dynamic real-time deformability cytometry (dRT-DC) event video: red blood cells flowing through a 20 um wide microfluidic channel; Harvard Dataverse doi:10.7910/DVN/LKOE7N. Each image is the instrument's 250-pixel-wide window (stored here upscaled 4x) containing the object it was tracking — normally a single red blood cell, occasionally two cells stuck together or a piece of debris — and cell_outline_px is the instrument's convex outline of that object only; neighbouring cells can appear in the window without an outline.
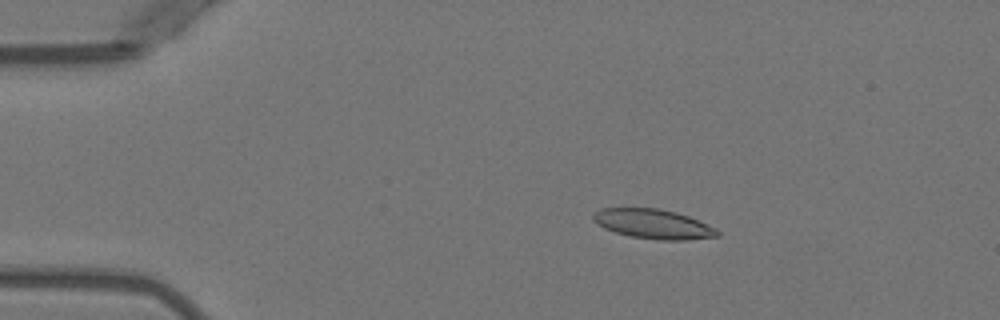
{"species": "Egyptian fruit bat (a non-hibernating species)", "species_latin": "Rousettus aegyptiacus", "temperature_condition": "warm", "stored_images_in_passage": 5, "camera_frame_rate_fps": 3000, "um_per_image_px": 0.085, "animal": {"sex": "female"}, "frame": {"image": 1, "passage_image": 2, "time_ms": 1.333, "image_size_px": [1000, 320], "cell_outline_px": [[720, 236], [688, 240], [660, 240], [632, 236], [616, 232], [604, 228], [592, 220], [592, 216], [600, 208], [656, 208], [676, 212], [688, 216], [716, 228], [720, 232]], "centroid_in_image_um": [55.55, 19.04], "position_along_channel_um": 29.5, "area_um2": 21.27}}
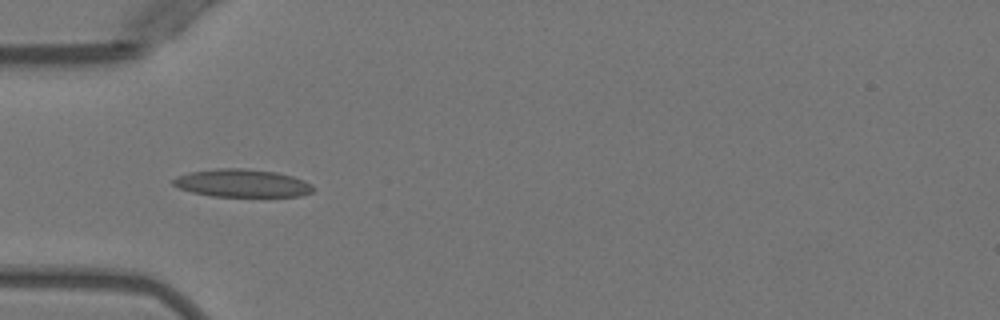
{"frame": {"image": 2, "passage_image": 4, "time_ms": 3.667, "image_size_px": [1000, 320], "cell_outline_px": [[316, 188], [312, 192], [300, 196], [212, 196], [192, 192], [180, 188], [172, 184], [172, 180], [176, 176], [188, 172], [216, 168], [244, 168], [276, 172], [292, 176], [304, 180], [312, 184]], "centroid_in_image_um": [20.58, 15.56], "position_along_channel_um": 64.4, "area_um2": 22.83}}
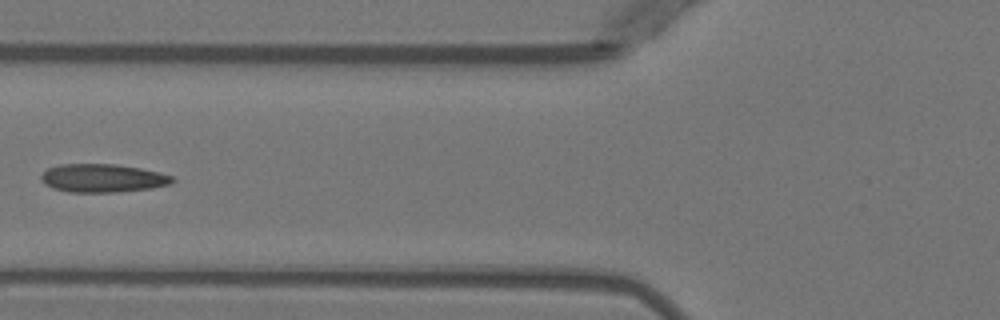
{"frame": {"image": 3, "passage_image": 5, "time_ms": 5.0, "image_size_px": [1000, 320], "cell_outline_px": [[176, 180], [172, 184], [152, 188], [120, 192], [68, 192], [52, 188], [44, 184], [40, 180], [40, 176], [48, 168], [60, 164], [112, 164], [140, 168], [172, 176]], "centroid_in_image_um": [8.71, 15.15], "position_along_channel_um": 117.1, "area_um2": 21.73}}